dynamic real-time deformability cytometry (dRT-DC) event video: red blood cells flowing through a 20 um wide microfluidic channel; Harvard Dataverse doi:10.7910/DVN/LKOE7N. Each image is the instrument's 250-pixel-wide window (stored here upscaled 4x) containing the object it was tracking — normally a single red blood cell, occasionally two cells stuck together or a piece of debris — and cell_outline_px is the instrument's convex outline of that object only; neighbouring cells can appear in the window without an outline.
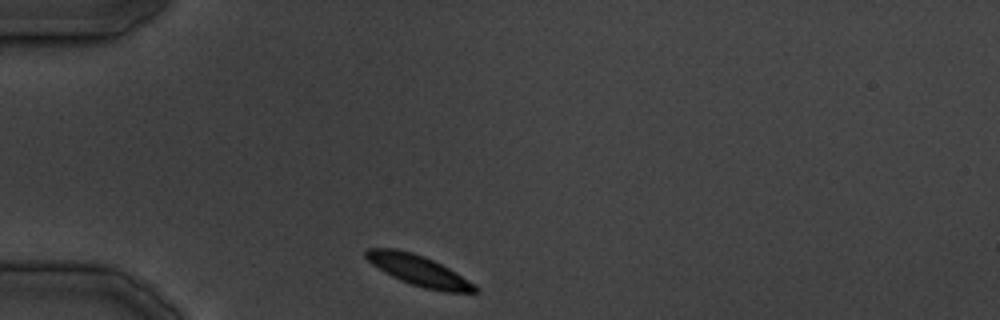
{"species": "common noctule bat (a hibernating species)", "species_latin": "Nyctalus noctula", "temperature_condition": "cold", "stored_images_in_passage": 29, "camera_frame_rate_fps": 3000, "um_per_image_px": 0.085, "animal": {"sex": "male", "body_mass_g": 19.5, "forearm_length_mm": 54.6}, "frame": {"image": 1, "passage_image": 1, "time_ms": 0.0, "image_size_px": [1000, 320], "cell_outline_px": [[480, 292], [444, 292], [424, 288], [400, 280], [384, 272], [372, 264], [364, 256], [364, 252], [368, 248], [396, 248], [412, 252], [424, 256], [456, 272], [476, 284], [480, 288]], "centroid_in_image_um": [35.61, 22.99], "position_along_channel_um": 49.4, "area_um2": 19.48}}
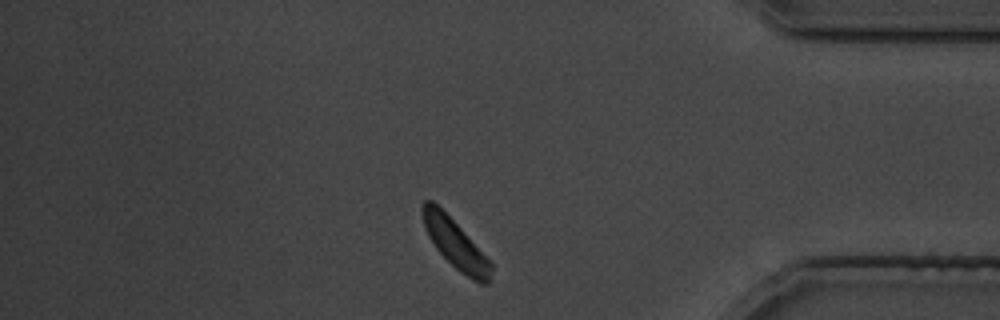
{"frame": {"image": 2, "passage_image": 24, "time_ms": 28.0, "image_size_px": [1000, 320], "cell_outline_px": [[492, 268], [488, 284], [480, 284], [472, 280], [460, 272], [436, 248], [428, 236], [424, 228], [424, 200], [432, 200], [460, 228], [492, 264]], "centroid_in_image_um": [38.72, 20.79], "position_along_channel_um": 396.5, "area_um2": 18.67}}
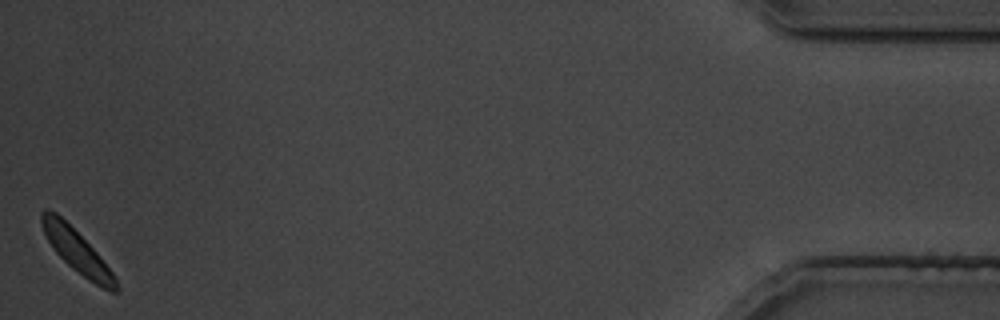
{"frame": {"image": 3, "passage_image": 29, "time_ms": 34.333, "image_size_px": [1000, 320], "cell_outline_px": [[120, 292], [112, 292], [88, 280], [72, 268], [56, 252], [44, 236], [40, 224], [40, 212], [44, 208], [48, 208], [56, 212], [96, 252], [112, 272], [120, 288]], "centroid_in_image_um": [6.49, 21.32], "position_along_channel_um": 428.7, "area_um2": 18.26}}